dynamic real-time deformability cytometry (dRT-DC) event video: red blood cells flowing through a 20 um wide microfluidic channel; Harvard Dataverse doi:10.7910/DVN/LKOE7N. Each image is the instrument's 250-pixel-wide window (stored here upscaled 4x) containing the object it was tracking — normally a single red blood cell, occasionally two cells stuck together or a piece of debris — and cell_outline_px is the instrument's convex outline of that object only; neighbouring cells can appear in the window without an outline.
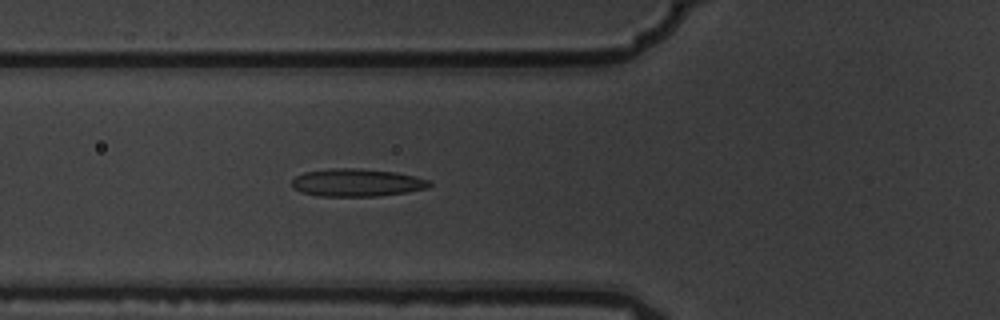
{"species": "common noctule bat (a hibernating species)", "species_latin": "Nyctalus noctula", "temperature_condition": "warm", "stored_images_in_passage": 5, "camera_frame_rate_fps": 3000, "um_per_image_px": 0.085, "animal": {"sex": "male", "body_mass_g": 19.5, "forearm_length_mm": 54.6}, "frame": {"image": 1, "passage_image": 5, "time_ms": 1.333, "image_size_px": [1000, 320], "cell_outline_px": [[432, 184], [428, 188], [408, 192], [376, 196], [320, 196], [300, 192], [292, 188], [292, 180], [296, 176], [304, 172], [332, 168], [360, 168], [396, 172], [416, 176], [428, 180]], "centroid_in_image_um": [30.33, 15.52], "position_along_channel_um": 95.5, "area_um2": 22.37}}